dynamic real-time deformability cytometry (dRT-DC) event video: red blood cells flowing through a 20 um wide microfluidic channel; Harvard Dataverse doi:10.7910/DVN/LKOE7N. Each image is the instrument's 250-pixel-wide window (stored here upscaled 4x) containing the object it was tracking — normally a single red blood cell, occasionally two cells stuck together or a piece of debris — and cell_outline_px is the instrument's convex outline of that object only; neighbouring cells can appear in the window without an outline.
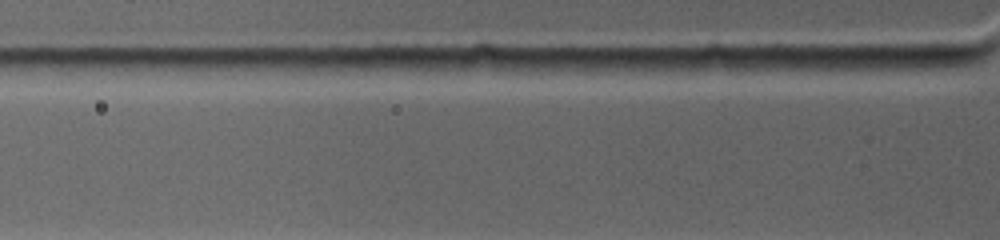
{"species": "common noctule bat (a hibernating species)", "species_latin": "Nyctalus noctula", "temperature_condition": "warm", "stored_images_in_passage": 3, "camera_frame_rate_fps": 4500, "um_per_image_px": 0.085, "animal": {"sex": "female", "body_mass_g": 19.0, "forearm_length_mm": 53.3}, "frame": {"image": 1, "passage_image": 3, "time_ms": 0.667, "image_size_px": [1000, 240], "cell_outline_px": [[736, 68], [632, 76], [616, 68], [616, 60], [708, 56], [724, 56]], "centroid_in_image_um": [57.17, 5.53], "position_along_channel_um": 68.6, "area_um2": 12.02}}